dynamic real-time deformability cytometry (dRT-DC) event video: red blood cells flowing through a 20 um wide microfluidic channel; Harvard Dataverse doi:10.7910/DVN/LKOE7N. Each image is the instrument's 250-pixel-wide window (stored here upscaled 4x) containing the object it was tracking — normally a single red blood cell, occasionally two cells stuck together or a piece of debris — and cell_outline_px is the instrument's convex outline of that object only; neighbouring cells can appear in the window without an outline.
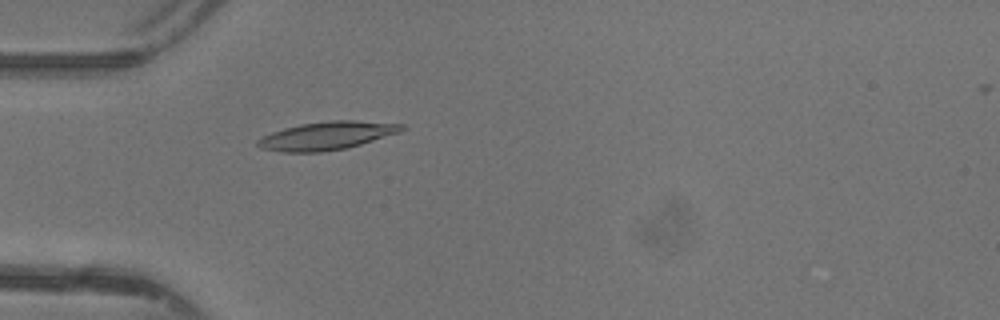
{"species": "common noctule bat (a hibernating species)", "species_latin": "Nyctalus noctula", "temperature_condition": "warm", "stored_images_in_passage": 44, "camera_frame_rate_fps": 3000, "um_per_image_px": 0.085, "animal": {"sex": "female"}, "frame": {"image": 1, "passage_image": 11, "time_ms": 3.333, "image_size_px": [1000, 320], "cell_outline_px": [[408, 128], [400, 132], [348, 148], [320, 152], [280, 152], [260, 148], [256, 144], [256, 140], [272, 132], [284, 128], [300, 124], [332, 120], [356, 120], [404, 124]], "centroid_in_image_um": [27.8, 11.53], "position_along_channel_um": 57.2, "area_um2": 23.76}}
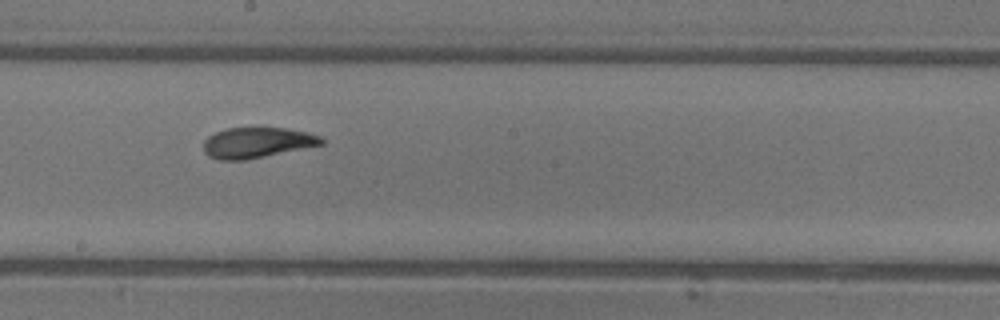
{"frame": {"image": 2, "passage_image": 23, "time_ms": 7.333, "image_size_px": [1000, 320], "cell_outline_px": [[324, 144], [244, 160], [220, 160], [208, 156], [204, 152], [204, 140], [208, 136], [216, 132], [228, 128], [288, 128], [308, 132], [320, 136], [324, 140]], "centroid_in_image_um": [21.84, 12.12], "position_along_channel_um": 226.4, "area_um2": 20.87}}
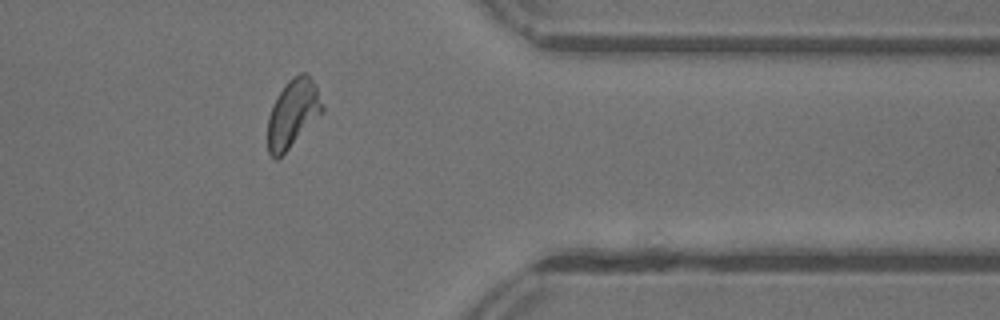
{"frame": {"image": 3, "passage_image": 35, "time_ms": 11.333, "image_size_px": [1000, 320], "cell_outline_px": [[324, 112], [276, 160], [268, 152], [268, 116], [272, 104], [276, 96], [288, 80], [300, 72], [304, 72], [312, 80], [316, 88], [324, 108]], "centroid_in_image_um": [24.87, 9.62], "position_along_channel_um": 386.5, "area_um2": 21.33}, "authors_computed_cell_mechanics": {"area_um2": 21.675, "velocity_mm_per_s": 4.3732, "shape_relaxation_time_tau1_ms": 3.5857, "shape_relaxation_time_tau2_ms": 0.696, "deformation_change_tau1": 0.1697, "deformation_change_tau2": 0.0656}}